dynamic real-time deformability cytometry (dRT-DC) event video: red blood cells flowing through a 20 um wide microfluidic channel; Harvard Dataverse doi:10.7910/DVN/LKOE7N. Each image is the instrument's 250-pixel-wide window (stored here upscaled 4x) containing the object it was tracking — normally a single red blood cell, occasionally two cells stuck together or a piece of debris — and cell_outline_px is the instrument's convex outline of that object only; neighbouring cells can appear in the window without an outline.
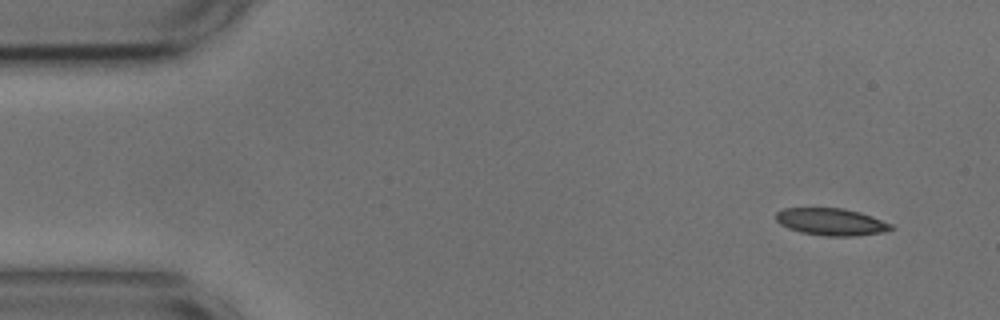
{"species": "common noctule bat (a hibernating species)", "species_latin": "Nyctalus noctula", "temperature_condition": "cold", "stored_images_in_passage": 52, "segment_of_instrument_passage": [1, 2], "camera_frame_rate_fps": 3000, "um_per_image_px": 0.085, "animal": {"sex": "male", "body_mass_g": 17.9, "forearm_length_mm": 54.2}, "frame": {"image": 1, "passage_image": 1, "time_ms": 0.0, "image_size_px": [1000, 320], "cell_outline_px": [[896, 228], [884, 232], [856, 236], [824, 236], [800, 232], [788, 228], [780, 224], [776, 220], [776, 212], [784, 208], [844, 208], [860, 212], [872, 216], [892, 224]], "centroid_in_image_um": [70.67, 18.86], "position_along_channel_um": 14.3, "area_um2": 18.38}}
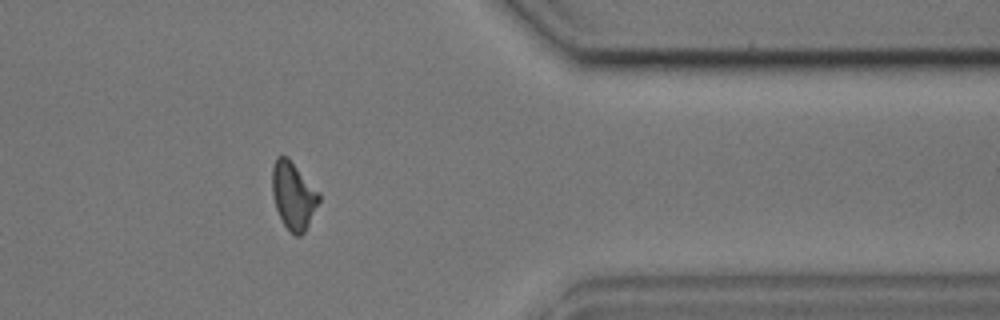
{"frame": {"image": 2, "passage_image": 41, "time_ms": 13.333, "image_size_px": [1000, 320], "cell_outline_px": [[320, 200], [304, 232], [300, 236], [296, 236], [284, 224], [276, 208], [272, 196], [272, 168], [276, 156], [288, 156], [320, 192]], "centroid_in_image_um": [24.93, 16.57], "position_along_channel_um": 386.5, "area_um2": 18.38}}
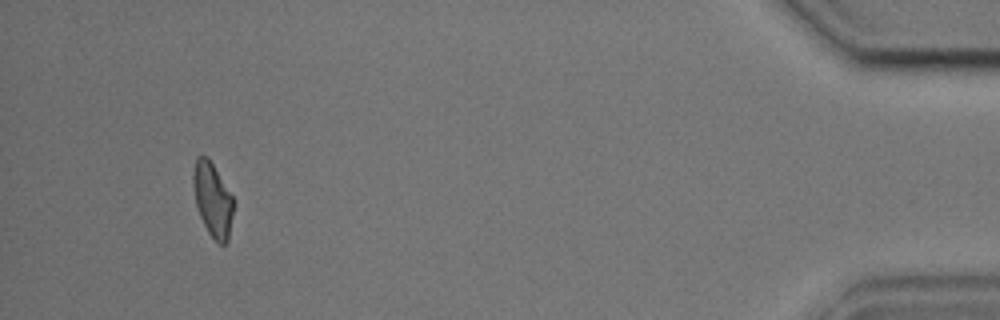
{"frame": {"image": 3, "passage_image": 48, "time_ms": 15.667, "image_size_px": [1000, 320], "cell_outline_px": [[232, 216], [228, 240], [224, 244], [220, 244], [208, 232], [200, 216], [196, 204], [192, 184], [192, 176], [196, 156], [208, 156], [232, 196]], "centroid_in_image_um": [18.04, 16.93], "position_along_channel_um": 417.2, "area_um2": 17.05}}